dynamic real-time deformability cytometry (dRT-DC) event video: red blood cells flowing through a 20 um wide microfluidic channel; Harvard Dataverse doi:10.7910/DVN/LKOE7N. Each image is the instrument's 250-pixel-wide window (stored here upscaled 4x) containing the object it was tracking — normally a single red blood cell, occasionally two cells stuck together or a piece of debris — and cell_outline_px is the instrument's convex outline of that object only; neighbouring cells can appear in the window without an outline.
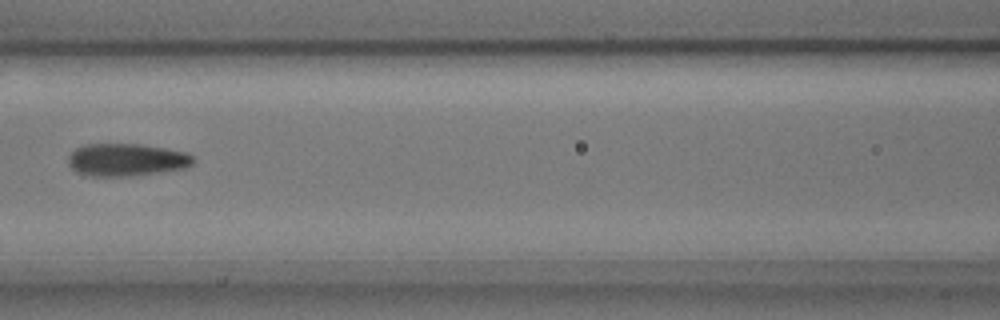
{"species": "common noctule bat (a hibernating species)", "species_latin": "Nyctalus noctula", "temperature_condition": "cold", "stored_images_in_passage": 7, "camera_frame_rate_fps": 3000, "um_per_image_px": 0.085, "animal": {"sex": "male", "body_mass_g": 17.9, "forearm_length_mm": 54.2}, "frame": {"image": 1, "passage_image": 7, "time_ms": 2.0, "image_size_px": [1000, 320], "cell_outline_px": [[196, 160], [192, 164], [184, 168], [128, 176], [84, 176], [76, 172], [68, 164], [68, 156], [76, 148], [88, 144], [140, 144], [188, 152]], "centroid_in_image_um": [10.73, 13.58], "position_along_channel_um": 155.9, "area_um2": 23.7}}